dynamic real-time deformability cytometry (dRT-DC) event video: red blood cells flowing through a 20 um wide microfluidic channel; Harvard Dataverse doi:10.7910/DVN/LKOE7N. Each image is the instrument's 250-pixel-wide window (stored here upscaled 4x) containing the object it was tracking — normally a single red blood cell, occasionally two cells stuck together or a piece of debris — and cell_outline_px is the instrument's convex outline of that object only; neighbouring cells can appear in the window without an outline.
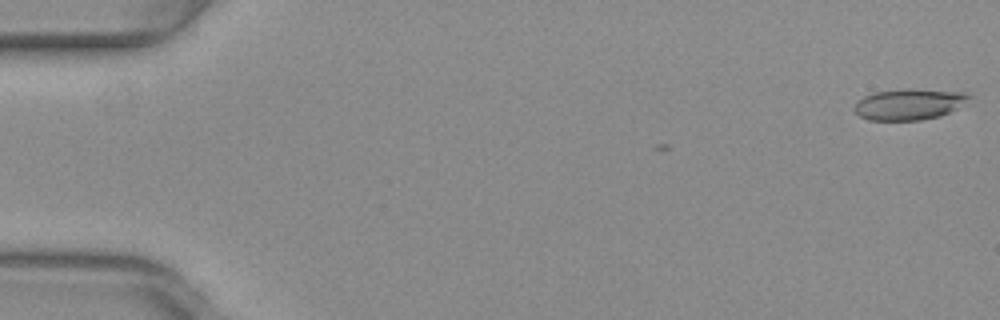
{"species": "common noctule bat (a hibernating species)", "species_latin": "Nyctalus noctula", "temperature_condition": "warm", "stored_images_in_passage": 7, "camera_frame_rate_fps": 3000, "um_per_image_px": 0.085, "animal": {"sex": "female", "body_mass_g": 29.2, "forearm_length_mm": 56.3}, "frame": {"image": 1, "passage_image": 1, "time_ms": 0.0, "image_size_px": [1000, 320], "cell_outline_px": [[972, 96], [956, 108], [940, 116], [920, 120], [868, 120], [860, 116], [852, 108], [864, 96], [876, 92], [904, 88], [908, 88], [968, 92]], "centroid_in_image_um": [77.27, 8.85], "position_along_channel_um": 7.7, "area_um2": 20.69}}